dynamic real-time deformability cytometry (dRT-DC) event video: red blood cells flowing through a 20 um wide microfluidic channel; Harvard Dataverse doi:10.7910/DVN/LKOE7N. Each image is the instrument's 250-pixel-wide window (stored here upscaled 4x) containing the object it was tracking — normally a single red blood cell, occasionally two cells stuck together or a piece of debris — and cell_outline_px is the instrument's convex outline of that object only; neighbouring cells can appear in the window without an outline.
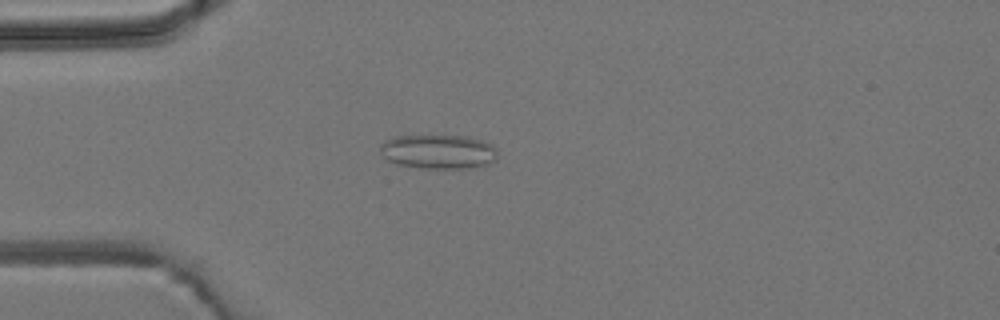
{"species": "common noctule bat (a hibernating species)", "species_latin": "Nyctalus noctula", "temperature_condition": "room temperature", "stored_images_in_passage": 3, "camera_frame_rate_fps": 3000, "um_per_image_px": 0.085, "animal": {"sex": "male", "body_mass_g": 19.2, "forearm_length_mm": 51.8}, "frame": {"image": 1, "passage_image": 3, "time_ms": 2.333, "image_size_px": [1000, 320], "cell_outline_px": [[496, 160], [488, 164], [472, 168], [420, 168], [396, 164], [388, 160], [380, 152], [380, 144], [384, 140], [396, 136], [468, 136], [492, 144], [496, 148]], "centroid_in_image_um": [37.25, 12.89], "position_along_channel_um": 47.7, "area_um2": 23.52}}